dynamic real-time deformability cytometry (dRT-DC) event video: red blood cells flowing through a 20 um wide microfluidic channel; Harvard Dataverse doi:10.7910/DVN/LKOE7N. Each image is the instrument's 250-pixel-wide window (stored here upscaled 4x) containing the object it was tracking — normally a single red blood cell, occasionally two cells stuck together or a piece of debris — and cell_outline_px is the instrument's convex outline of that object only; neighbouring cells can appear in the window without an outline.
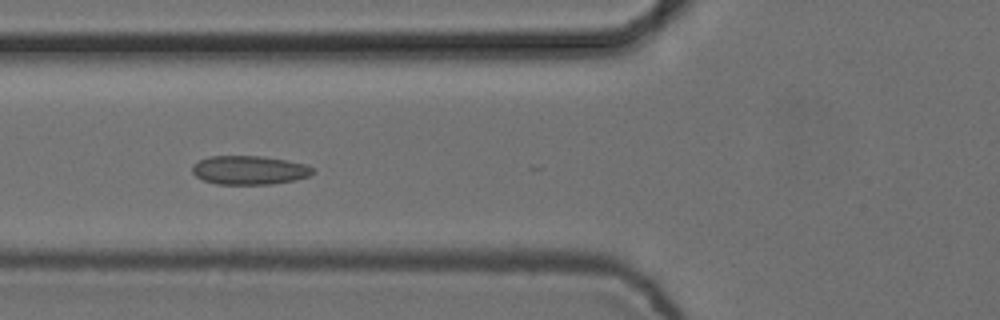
{"species": "common noctule bat (a hibernating species)", "species_latin": "Nyctalus noctula", "temperature_condition": "cold", "stored_images_in_passage": 8, "camera_frame_rate_fps": 3000, "um_per_image_px": 0.085, "animal": {"sex": "female", "body_mass_g": 24.6, "forearm_length_mm": 56.2}, "frame": {"image": 1, "passage_image": 5, "time_ms": 1.333, "image_size_px": [1000, 320], "cell_outline_px": [[316, 172], [308, 176], [296, 180], [272, 184], [216, 184], [204, 180], [196, 176], [192, 172], [192, 164], [208, 156], [264, 156], [288, 160], [304, 164], [312, 168]], "centroid_in_image_um": [21.19, 14.46], "position_along_channel_um": 104.6, "area_um2": 20.35}}
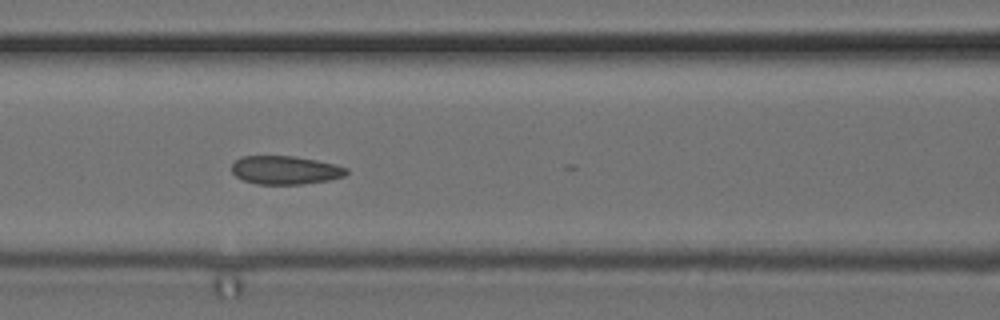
{"frame": {"image": 2, "passage_image": 6, "time_ms": 1.667, "image_size_px": [1000, 320], "cell_outline_px": [[348, 172], [344, 176], [328, 180], [300, 184], [256, 184], [244, 180], [236, 176], [232, 172], [232, 164], [240, 156], [296, 156], [336, 164], [348, 168]], "centroid_in_image_um": [24.25, 14.45], "position_along_channel_um": 142.4, "area_um2": 19.02}}
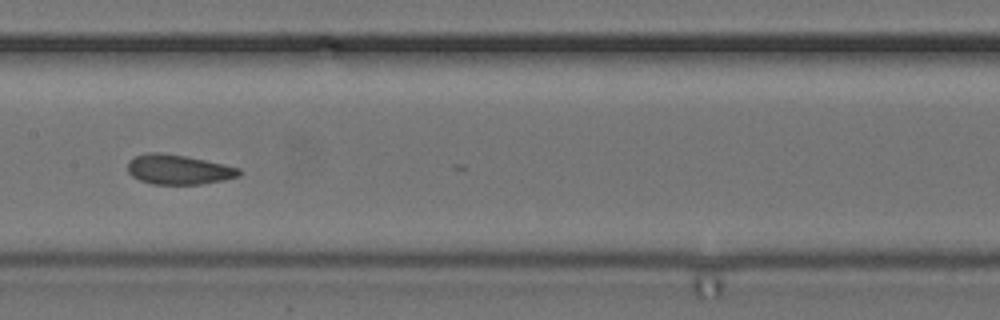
{"frame": {"image": 3, "passage_image": 7, "time_ms": 2.0, "image_size_px": [1000, 320], "cell_outline_px": [[244, 172], [240, 176], [224, 180], [200, 184], [152, 184], [140, 180], [132, 176], [128, 172], [128, 160], [136, 156], [148, 152], [160, 152], [184, 156], [224, 164], [240, 168]], "centroid_in_image_um": [15.19, 14.41], "position_along_channel_um": 192.2, "area_um2": 19.36}}